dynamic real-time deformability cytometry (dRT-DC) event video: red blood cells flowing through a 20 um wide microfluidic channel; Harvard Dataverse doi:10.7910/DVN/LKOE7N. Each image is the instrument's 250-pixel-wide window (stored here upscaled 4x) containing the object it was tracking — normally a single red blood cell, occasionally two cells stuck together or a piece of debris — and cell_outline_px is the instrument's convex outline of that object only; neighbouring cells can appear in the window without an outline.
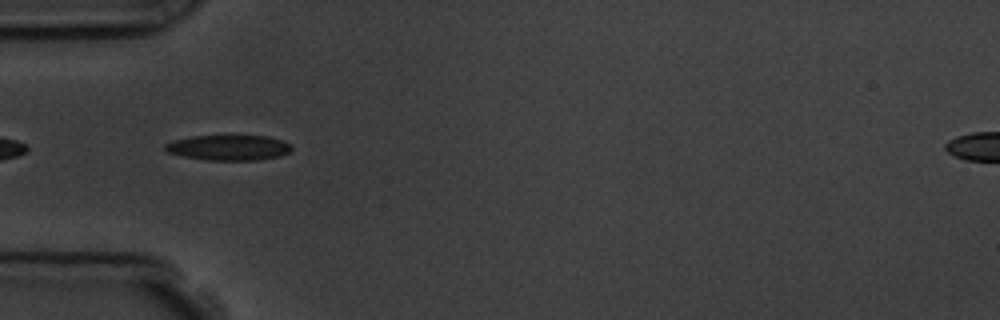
{"species": "common noctule bat (a hibernating species)", "species_latin": "Nyctalus noctula", "temperature_condition": "room temperature", "stored_images_in_passage": 6, "camera_frame_rate_fps": 3000, "um_per_image_px": 0.085, "animal": {"sex": "male", "body_mass_g": 19.5, "forearm_length_mm": 54.6}, "frame": {"image": 1, "passage_image": 4, "time_ms": 3.667, "image_size_px": [1000, 320], "cell_outline_px": [[292, 148], [288, 152], [280, 156], [256, 160], [208, 160], [184, 156], [168, 152], [164, 148], [164, 144], [172, 140], [192, 136], [268, 136], [292, 144]], "centroid_in_image_um": [19.43, 12.54], "position_along_channel_um": 65.6, "area_um2": 18.55}}